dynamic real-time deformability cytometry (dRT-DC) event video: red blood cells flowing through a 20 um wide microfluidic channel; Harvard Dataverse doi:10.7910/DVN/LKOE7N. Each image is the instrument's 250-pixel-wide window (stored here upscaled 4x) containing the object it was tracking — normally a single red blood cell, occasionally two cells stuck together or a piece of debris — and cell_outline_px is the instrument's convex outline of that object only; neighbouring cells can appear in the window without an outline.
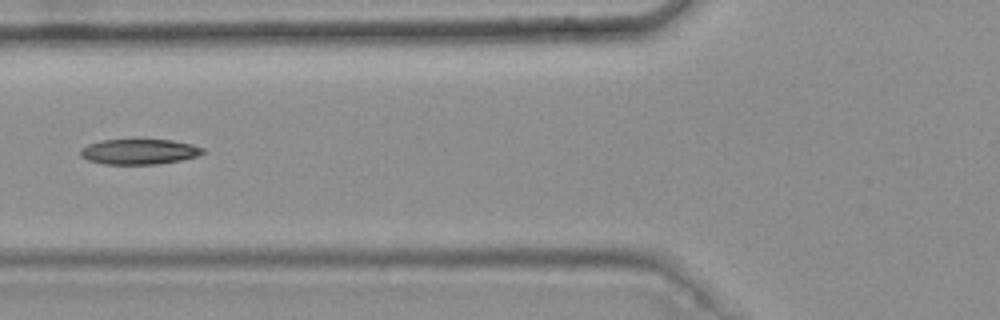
{"species": "common noctule bat (a hibernating species)", "species_latin": "Nyctalus noctula", "temperature_condition": "warm", "stored_images_in_passage": 5, "camera_frame_rate_fps": 3000, "um_per_image_px": 0.085, "animal": {"sex": "female", "body_mass_g": 25.1}, "frame": {"image": 1, "passage_image": 4, "time_ms": 1.0, "image_size_px": [1000, 320], "cell_outline_px": [[204, 152], [196, 156], [180, 160], [160, 164], [104, 164], [88, 160], [80, 156], [80, 148], [88, 144], [100, 140], [172, 140], [192, 144], [204, 148]], "centroid_in_image_um": [11.8, 12.89], "position_along_channel_um": 114.0, "area_um2": 18.03}}
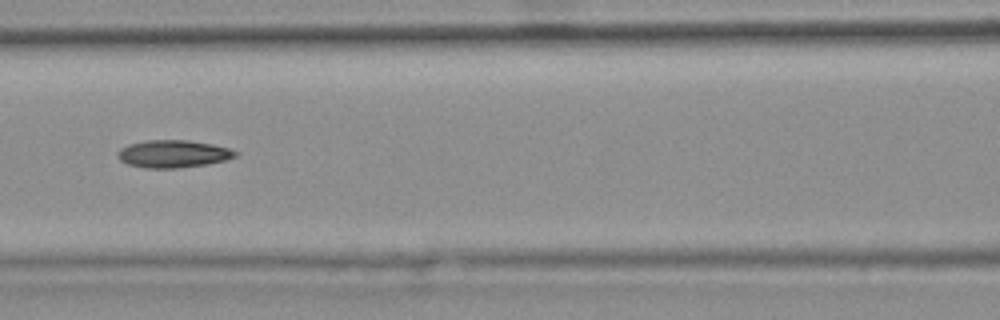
{"frame": {"image": 2, "passage_image": 5, "time_ms": 1.333, "image_size_px": [1000, 320], "cell_outline_px": [[240, 152], [236, 156], [224, 160], [204, 164], [176, 168], [148, 168], [128, 164], [120, 160], [116, 156], [120, 148], [128, 144], [148, 140], [188, 140], [212, 144], [228, 148]], "centroid_in_image_um": [14.7, 13.07], "position_along_channel_um": 151.9, "area_um2": 18.73}}